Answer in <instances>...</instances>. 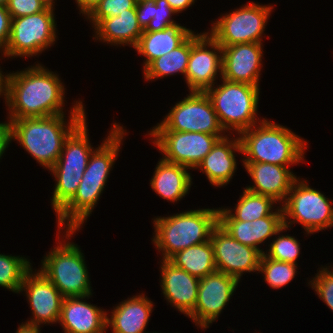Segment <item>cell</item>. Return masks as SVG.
Wrapping results in <instances>:
<instances>
[{
    "label": "cell",
    "instance_id": "obj_38",
    "mask_svg": "<svg viewBox=\"0 0 333 333\" xmlns=\"http://www.w3.org/2000/svg\"><path fill=\"white\" fill-rule=\"evenodd\" d=\"M11 15L6 6L0 5V49H4L11 33Z\"/></svg>",
    "mask_w": 333,
    "mask_h": 333
},
{
    "label": "cell",
    "instance_id": "obj_46",
    "mask_svg": "<svg viewBox=\"0 0 333 333\" xmlns=\"http://www.w3.org/2000/svg\"><path fill=\"white\" fill-rule=\"evenodd\" d=\"M8 0H0V5L6 6Z\"/></svg>",
    "mask_w": 333,
    "mask_h": 333
},
{
    "label": "cell",
    "instance_id": "obj_18",
    "mask_svg": "<svg viewBox=\"0 0 333 333\" xmlns=\"http://www.w3.org/2000/svg\"><path fill=\"white\" fill-rule=\"evenodd\" d=\"M218 223L240 243L257 249L261 254L265 253L259 248V244L273 235H277L288 229L284 225L282 206L269 216L253 220H235L226 210L218 209Z\"/></svg>",
    "mask_w": 333,
    "mask_h": 333
},
{
    "label": "cell",
    "instance_id": "obj_7",
    "mask_svg": "<svg viewBox=\"0 0 333 333\" xmlns=\"http://www.w3.org/2000/svg\"><path fill=\"white\" fill-rule=\"evenodd\" d=\"M222 82L219 87L212 86L205 92L223 130H235L239 135L257 124L260 88L246 83L230 82L223 78Z\"/></svg>",
    "mask_w": 333,
    "mask_h": 333
},
{
    "label": "cell",
    "instance_id": "obj_43",
    "mask_svg": "<svg viewBox=\"0 0 333 333\" xmlns=\"http://www.w3.org/2000/svg\"><path fill=\"white\" fill-rule=\"evenodd\" d=\"M40 331H41L40 329L30 328V327L20 325L19 328L17 329L16 333H41Z\"/></svg>",
    "mask_w": 333,
    "mask_h": 333
},
{
    "label": "cell",
    "instance_id": "obj_8",
    "mask_svg": "<svg viewBox=\"0 0 333 333\" xmlns=\"http://www.w3.org/2000/svg\"><path fill=\"white\" fill-rule=\"evenodd\" d=\"M59 244L43 257L39 271L53 283L64 298L92 295L83 253L73 242Z\"/></svg>",
    "mask_w": 333,
    "mask_h": 333
},
{
    "label": "cell",
    "instance_id": "obj_22",
    "mask_svg": "<svg viewBox=\"0 0 333 333\" xmlns=\"http://www.w3.org/2000/svg\"><path fill=\"white\" fill-rule=\"evenodd\" d=\"M88 297L64 298L58 322L64 333H105L107 312L82 301Z\"/></svg>",
    "mask_w": 333,
    "mask_h": 333
},
{
    "label": "cell",
    "instance_id": "obj_11",
    "mask_svg": "<svg viewBox=\"0 0 333 333\" xmlns=\"http://www.w3.org/2000/svg\"><path fill=\"white\" fill-rule=\"evenodd\" d=\"M151 131L199 132L222 135L221 127L211 100L206 92L191 91L175 104L161 123Z\"/></svg>",
    "mask_w": 333,
    "mask_h": 333
},
{
    "label": "cell",
    "instance_id": "obj_45",
    "mask_svg": "<svg viewBox=\"0 0 333 333\" xmlns=\"http://www.w3.org/2000/svg\"><path fill=\"white\" fill-rule=\"evenodd\" d=\"M41 2H43L45 4L46 7L52 8L54 7V0H40Z\"/></svg>",
    "mask_w": 333,
    "mask_h": 333
},
{
    "label": "cell",
    "instance_id": "obj_6",
    "mask_svg": "<svg viewBox=\"0 0 333 333\" xmlns=\"http://www.w3.org/2000/svg\"><path fill=\"white\" fill-rule=\"evenodd\" d=\"M86 124L85 118L66 138L59 159L50 169L56 178L51 199L56 214L74 197L94 151Z\"/></svg>",
    "mask_w": 333,
    "mask_h": 333
},
{
    "label": "cell",
    "instance_id": "obj_16",
    "mask_svg": "<svg viewBox=\"0 0 333 333\" xmlns=\"http://www.w3.org/2000/svg\"><path fill=\"white\" fill-rule=\"evenodd\" d=\"M239 280L220 271L206 275L199 281L197 303L194 311L188 316L201 328L218 319L230 297L233 295Z\"/></svg>",
    "mask_w": 333,
    "mask_h": 333
},
{
    "label": "cell",
    "instance_id": "obj_40",
    "mask_svg": "<svg viewBox=\"0 0 333 333\" xmlns=\"http://www.w3.org/2000/svg\"><path fill=\"white\" fill-rule=\"evenodd\" d=\"M80 12L87 16L101 0H75Z\"/></svg>",
    "mask_w": 333,
    "mask_h": 333
},
{
    "label": "cell",
    "instance_id": "obj_15",
    "mask_svg": "<svg viewBox=\"0 0 333 333\" xmlns=\"http://www.w3.org/2000/svg\"><path fill=\"white\" fill-rule=\"evenodd\" d=\"M210 241L214 248L217 271L239 281L243 273L259 271L262 254L235 240L219 223L213 228Z\"/></svg>",
    "mask_w": 333,
    "mask_h": 333
},
{
    "label": "cell",
    "instance_id": "obj_31",
    "mask_svg": "<svg viewBox=\"0 0 333 333\" xmlns=\"http://www.w3.org/2000/svg\"><path fill=\"white\" fill-rule=\"evenodd\" d=\"M25 257L0 254V286L20 293L26 273L32 268Z\"/></svg>",
    "mask_w": 333,
    "mask_h": 333
},
{
    "label": "cell",
    "instance_id": "obj_20",
    "mask_svg": "<svg viewBox=\"0 0 333 333\" xmlns=\"http://www.w3.org/2000/svg\"><path fill=\"white\" fill-rule=\"evenodd\" d=\"M161 288L165 299L178 311L189 316L197 303L199 281L169 260L162 259Z\"/></svg>",
    "mask_w": 333,
    "mask_h": 333
},
{
    "label": "cell",
    "instance_id": "obj_24",
    "mask_svg": "<svg viewBox=\"0 0 333 333\" xmlns=\"http://www.w3.org/2000/svg\"><path fill=\"white\" fill-rule=\"evenodd\" d=\"M153 304L144 294L122 301L106 318V326L112 333H145Z\"/></svg>",
    "mask_w": 333,
    "mask_h": 333
},
{
    "label": "cell",
    "instance_id": "obj_21",
    "mask_svg": "<svg viewBox=\"0 0 333 333\" xmlns=\"http://www.w3.org/2000/svg\"><path fill=\"white\" fill-rule=\"evenodd\" d=\"M243 164L255 184L246 187L248 191L271 197L276 202H285L288 192L297 179L289 167L259 162H243Z\"/></svg>",
    "mask_w": 333,
    "mask_h": 333
},
{
    "label": "cell",
    "instance_id": "obj_44",
    "mask_svg": "<svg viewBox=\"0 0 333 333\" xmlns=\"http://www.w3.org/2000/svg\"><path fill=\"white\" fill-rule=\"evenodd\" d=\"M3 86H4V75H2V71L0 69V95H3Z\"/></svg>",
    "mask_w": 333,
    "mask_h": 333
},
{
    "label": "cell",
    "instance_id": "obj_27",
    "mask_svg": "<svg viewBox=\"0 0 333 333\" xmlns=\"http://www.w3.org/2000/svg\"><path fill=\"white\" fill-rule=\"evenodd\" d=\"M155 169L150 184L156 194L171 202L185 197L192 183L189 168L160 159Z\"/></svg>",
    "mask_w": 333,
    "mask_h": 333
},
{
    "label": "cell",
    "instance_id": "obj_2",
    "mask_svg": "<svg viewBox=\"0 0 333 333\" xmlns=\"http://www.w3.org/2000/svg\"><path fill=\"white\" fill-rule=\"evenodd\" d=\"M112 126L107 138L91 154L74 197L56 215L58 234L66 224L65 238L68 240L92 213L120 151L126 130L116 123Z\"/></svg>",
    "mask_w": 333,
    "mask_h": 333
},
{
    "label": "cell",
    "instance_id": "obj_36",
    "mask_svg": "<svg viewBox=\"0 0 333 333\" xmlns=\"http://www.w3.org/2000/svg\"><path fill=\"white\" fill-rule=\"evenodd\" d=\"M328 269L327 267H322L321 271L319 270L308 284L311 283L319 298L333 311V270L329 271Z\"/></svg>",
    "mask_w": 333,
    "mask_h": 333
},
{
    "label": "cell",
    "instance_id": "obj_26",
    "mask_svg": "<svg viewBox=\"0 0 333 333\" xmlns=\"http://www.w3.org/2000/svg\"><path fill=\"white\" fill-rule=\"evenodd\" d=\"M194 31L180 25H173L162 31H143L134 49L143 56L144 70L160 56L180 46Z\"/></svg>",
    "mask_w": 333,
    "mask_h": 333
},
{
    "label": "cell",
    "instance_id": "obj_41",
    "mask_svg": "<svg viewBox=\"0 0 333 333\" xmlns=\"http://www.w3.org/2000/svg\"><path fill=\"white\" fill-rule=\"evenodd\" d=\"M170 7L178 13L189 8L195 0H167Z\"/></svg>",
    "mask_w": 333,
    "mask_h": 333
},
{
    "label": "cell",
    "instance_id": "obj_32",
    "mask_svg": "<svg viewBox=\"0 0 333 333\" xmlns=\"http://www.w3.org/2000/svg\"><path fill=\"white\" fill-rule=\"evenodd\" d=\"M295 264L268 258L262 254L259 263V272L264 274L266 281L273 289H279L290 283L296 275Z\"/></svg>",
    "mask_w": 333,
    "mask_h": 333
},
{
    "label": "cell",
    "instance_id": "obj_25",
    "mask_svg": "<svg viewBox=\"0 0 333 333\" xmlns=\"http://www.w3.org/2000/svg\"><path fill=\"white\" fill-rule=\"evenodd\" d=\"M95 38L111 43L112 45H130L135 47L143 34L138 23L136 9H127V12L118 16L106 17L95 27Z\"/></svg>",
    "mask_w": 333,
    "mask_h": 333
},
{
    "label": "cell",
    "instance_id": "obj_35",
    "mask_svg": "<svg viewBox=\"0 0 333 333\" xmlns=\"http://www.w3.org/2000/svg\"><path fill=\"white\" fill-rule=\"evenodd\" d=\"M154 1L155 2L153 3V18L150 20L144 31H162L163 29H166L170 26L180 25L177 24L173 19H171V16L177 12L170 7L167 0Z\"/></svg>",
    "mask_w": 333,
    "mask_h": 333
},
{
    "label": "cell",
    "instance_id": "obj_10",
    "mask_svg": "<svg viewBox=\"0 0 333 333\" xmlns=\"http://www.w3.org/2000/svg\"><path fill=\"white\" fill-rule=\"evenodd\" d=\"M54 9L19 18H12L11 33L3 50L6 57H30L52 46L56 40Z\"/></svg>",
    "mask_w": 333,
    "mask_h": 333
},
{
    "label": "cell",
    "instance_id": "obj_14",
    "mask_svg": "<svg viewBox=\"0 0 333 333\" xmlns=\"http://www.w3.org/2000/svg\"><path fill=\"white\" fill-rule=\"evenodd\" d=\"M207 46L210 47V50ZM217 72H220V77H222L221 45L208 32L196 35L193 32L191 34V53L185 73V81L190 92H205L214 86Z\"/></svg>",
    "mask_w": 333,
    "mask_h": 333
},
{
    "label": "cell",
    "instance_id": "obj_30",
    "mask_svg": "<svg viewBox=\"0 0 333 333\" xmlns=\"http://www.w3.org/2000/svg\"><path fill=\"white\" fill-rule=\"evenodd\" d=\"M276 201L268 196L256 194L248 191L246 188L243 190V195L240 196L238 203L235 207V213L231 209H225L235 220L238 221H253L273 213L272 205Z\"/></svg>",
    "mask_w": 333,
    "mask_h": 333
},
{
    "label": "cell",
    "instance_id": "obj_12",
    "mask_svg": "<svg viewBox=\"0 0 333 333\" xmlns=\"http://www.w3.org/2000/svg\"><path fill=\"white\" fill-rule=\"evenodd\" d=\"M273 7L248 3L213 23L210 33L221 46L262 43V35Z\"/></svg>",
    "mask_w": 333,
    "mask_h": 333
},
{
    "label": "cell",
    "instance_id": "obj_9",
    "mask_svg": "<svg viewBox=\"0 0 333 333\" xmlns=\"http://www.w3.org/2000/svg\"><path fill=\"white\" fill-rule=\"evenodd\" d=\"M299 181L300 179L295 180L282 204L284 225L290 227L295 222L300 223L307 234L332 227L333 207L329 199L319 190L307 185L304 180Z\"/></svg>",
    "mask_w": 333,
    "mask_h": 333
},
{
    "label": "cell",
    "instance_id": "obj_5",
    "mask_svg": "<svg viewBox=\"0 0 333 333\" xmlns=\"http://www.w3.org/2000/svg\"><path fill=\"white\" fill-rule=\"evenodd\" d=\"M153 243L162 251L163 260L190 246L209 241L213 228L218 224V209H198L157 217L153 221Z\"/></svg>",
    "mask_w": 333,
    "mask_h": 333
},
{
    "label": "cell",
    "instance_id": "obj_4",
    "mask_svg": "<svg viewBox=\"0 0 333 333\" xmlns=\"http://www.w3.org/2000/svg\"><path fill=\"white\" fill-rule=\"evenodd\" d=\"M259 123L239 134L243 162L289 166L303 161L307 147L303 138L265 118Z\"/></svg>",
    "mask_w": 333,
    "mask_h": 333
},
{
    "label": "cell",
    "instance_id": "obj_28",
    "mask_svg": "<svg viewBox=\"0 0 333 333\" xmlns=\"http://www.w3.org/2000/svg\"><path fill=\"white\" fill-rule=\"evenodd\" d=\"M169 261L198 279L217 271L210 240L177 252Z\"/></svg>",
    "mask_w": 333,
    "mask_h": 333
},
{
    "label": "cell",
    "instance_id": "obj_37",
    "mask_svg": "<svg viewBox=\"0 0 333 333\" xmlns=\"http://www.w3.org/2000/svg\"><path fill=\"white\" fill-rule=\"evenodd\" d=\"M47 7L40 0H8L6 9L11 18H19L39 13Z\"/></svg>",
    "mask_w": 333,
    "mask_h": 333
},
{
    "label": "cell",
    "instance_id": "obj_39",
    "mask_svg": "<svg viewBox=\"0 0 333 333\" xmlns=\"http://www.w3.org/2000/svg\"><path fill=\"white\" fill-rule=\"evenodd\" d=\"M154 0H145L136 3V14L139 25L144 30L153 18V3Z\"/></svg>",
    "mask_w": 333,
    "mask_h": 333
},
{
    "label": "cell",
    "instance_id": "obj_33",
    "mask_svg": "<svg viewBox=\"0 0 333 333\" xmlns=\"http://www.w3.org/2000/svg\"><path fill=\"white\" fill-rule=\"evenodd\" d=\"M278 237L268 245L270 248L268 252L266 251L265 255L270 259L297 265L296 259L300 253V243H298L294 237L289 235Z\"/></svg>",
    "mask_w": 333,
    "mask_h": 333
},
{
    "label": "cell",
    "instance_id": "obj_13",
    "mask_svg": "<svg viewBox=\"0 0 333 333\" xmlns=\"http://www.w3.org/2000/svg\"><path fill=\"white\" fill-rule=\"evenodd\" d=\"M163 160L196 169L216 142L226 135L199 132L150 131Z\"/></svg>",
    "mask_w": 333,
    "mask_h": 333
},
{
    "label": "cell",
    "instance_id": "obj_17",
    "mask_svg": "<svg viewBox=\"0 0 333 333\" xmlns=\"http://www.w3.org/2000/svg\"><path fill=\"white\" fill-rule=\"evenodd\" d=\"M32 272L31 268L26 273L20 292L26 291L33 317L21 325L40 329L42 323L59 322L64 297L41 271Z\"/></svg>",
    "mask_w": 333,
    "mask_h": 333
},
{
    "label": "cell",
    "instance_id": "obj_19",
    "mask_svg": "<svg viewBox=\"0 0 333 333\" xmlns=\"http://www.w3.org/2000/svg\"><path fill=\"white\" fill-rule=\"evenodd\" d=\"M222 47V77L230 82L259 87L262 43H240Z\"/></svg>",
    "mask_w": 333,
    "mask_h": 333
},
{
    "label": "cell",
    "instance_id": "obj_3",
    "mask_svg": "<svg viewBox=\"0 0 333 333\" xmlns=\"http://www.w3.org/2000/svg\"><path fill=\"white\" fill-rule=\"evenodd\" d=\"M84 111L82 102L76 101L68 123L64 114L11 120L7 122L8 144L16 139L39 164L50 170L59 159L66 138L86 118Z\"/></svg>",
    "mask_w": 333,
    "mask_h": 333
},
{
    "label": "cell",
    "instance_id": "obj_23",
    "mask_svg": "<svg viewBox=\"0 0 333 333\" xmlns=\"http://www.w3.org/2000/svg\"><path fill=\"white\" fill-rule=\"evenodd\" d=\"M235 151L242 153L239 137L230 140L226 135L216 142L196 169L200 168L212 185H226L236 171Z\"/></svg>",
    "mask_w": 333,
    "mask_h": 333
},
{
    "label": "cell",
    "instance_id": "obj_34",
    "mask_svg": "<svg viewBox=\"0 0 333 333\" xmlns=\"http://www.w3.org/2000/svg\"><path fill=\"white\" fill-rule=\"evenodd\" d=\"M135 5V0H101L87 17L92 21L93 27H95L106 17L118 16L127 12V9H136Z\"/></svg>",
    "mask_w": 333,
    "mask_h": 333
},
{
    "label": "cell",
    "instance_id": "obj_29",
    "mask_svg": "<svg viewBox=\"0 0 333 333\" xmlns=\"http://www.w3.org/2000/svg\"><path fill=\"white\" fill-rule=\"evenodd\" d=\"M191 53V35L177 48L155 59L144 71L147 81L173 75L177 72L185 76Z\"/></svg>",
    "mask_w": 333,
    "mask_h": 333
},
{
    "label": "cell",
    "instance_id": "obj_47",
    "mask_svg": "<svg viewBox=\"0 0 333 333\" xmlns=\"http://www.w3.org/2000/svg\"><path fill=\"white\" fill-rule=\"evenodd\" d=\"M136 1V3H138V2H141V1H145V0H135Z\"/></svg>",
    "mask_w": 333,
    "mask_h": 333
},
{
    "label": "cell",
    "instance_id": "obj_42",
    "mask_svg": "<svg viewBox=\"0 0 333 333\" xmlns=\"http://www.w3.org/2000/svg\"><path fill=\"white\" fill-rule=\"evenodd\" d=\"M8 125L0 123V158L8 147Z\"/></svg>",
    "mask_w": 333,
    "mask_h": 333
},
{
    "label": "cell",
    "instance_id": "obj_1",
    "mask_svg": "<svg viewBox=\"0 0 333 333\" xmlns=\"http://www.w3.org/2000/svg\"><path fill=\"white\" fill-rule=\"evenodd\" d=\"M64 85L57 74L40 64L5 74L3 95L9 120L64 114Z\"/></svg>",
    "mask_w": 333,
    "mask_h": 333
}]
</instances>
